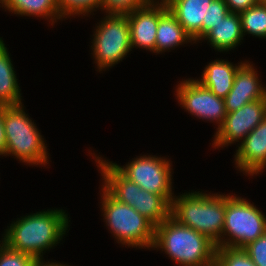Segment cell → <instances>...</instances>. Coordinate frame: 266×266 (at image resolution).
Returning a JSON list of instances; mask_svg holds the SVG:
<instances>
[{
    "label": "cell",
    "instance_id": "ffe728a7",
    "mask_svg": "<svg viewBox=\"0 0 266 266\" xmlns=\"http://www.w3.org/2000/svg\"><path fill=\"white\" fill-rule=\"evenodd\" d=\"M0 3L2 7L4 6L5 9L15 14L49 17L52 24L54 19L57 21V19L62 18L58 0H0Z\"/></svg>",
    "mask_w": 266,
    "mask_h": 266
},
{
    "label": "cell",
    "instance_id": "d6986e66",
    "mask_svg": "<svg viewBox=\"0 0 266 266\" xmlns=\"http://www.w3.org/2000/svg\"><path fill=\"white\" fill-rule=\"evenodd\" d=\"M3 40L0 38V105H20L21 94L16 74Z\"/></svg>",
    "mask_w": 266,
    "mask_h": 266
},
{
    "label": "cell",
    "instance_id": "d4e9b609",
    "mask_svg": "<svg viewBox=\"0 0 266 266\" xmlns=\"http://www.w3.org/2000/svg\"><path fill=\"white\" fill-rule=\"evenodd\" d=\"M1 245L0 266H32L36 261L33 256L12 250L3 242Z\"/></svg>",
    "mask_w": 266,
    "mask_h": 266
},
{
    "label": "cell",
    "instance_id": "44dd1931",
    "mask_svg": "<svg viewBox=\"0 0 266 266\" xmlns=\"http://www.w3.org/2000/svg\"><path fill=\"white\" fill-rule=\"evenodd\" d=\"M242 32L266 38V4L258 3L239 13Z\"/></svg>",
    "mask_w": 266,
    "mask_h": 266
},
{
    "label": "cell",
    "instance_id": "4316f807",
    "mask_svg": "<svg viewBox=\"0 0 266 266\" xmlns=\"http://www.w3.org/2000/svg\"><path fill=\"white\" fill-rule=\"evenodd\" d=\"M242 249L256 266H266V233Z\"/></svg>",
    "mask_w": 266,
    "mask_h": 266
},
{
    "label": "cell",
    "instance_id": "7a4b0ae2",
    "mask_svg": "<svg viewBox=\"0 0 266 266\" xmlns=\"http://www.w3.org/2000/svg\"><path fill=\"white\" fill-rule=\"evenodd\" d=\"M154 248L164 249L182 266H215L216 244L206 235L169 216L155 226Z\"/></svg>",
    "mask_w": 266,
    "mask_h": 266
},
{
    "label": "cell",
    "instance_id": "4fadbf2b",
    "mask_svg": "<svg viewBox=\"0 0 266 266\" xmlns=\"http://www.w3.org/2000/svg\"><path fill=\"white\" fill-rule=\"evenodd\" d=\"M157 2L154 4L151 1L128 14L131 48L137 46L155 52L159 24V1Z\"/></svg>",
    "mask_w": 266,
    "mask_h": 266
},
{
    "label": "cell",
    "instance_id": "83f0119b",
    "mask_svg": "<svg viewBox=\"0 0 266 266\" xmlns=\"http://www.w3.org/2000/svg\"><path fill=\"white\" fill-rule=\"evenodd\" d=\"M230 12L240 13L259 3L258 0H225Z\"/></svg>",
    "mask_w": 266,
    "mask_h": 266
},
{
    "label": "cell",
    "instance_id": "7402d4cb",
    "mask_svg": "<svg viewBox=\"0 0 266 266\" xmlns=\"http://www.w3.org/2000/svg\"><path fill=\"white\" fill-rule=\"evenodd\" d=\"M215 266H256L243 249L216 247Z\"/></svg>",
    "mask_w": 266,
    "mask_h": 266
},
{
    "label": "cell",
    "instance_id": "5bb4252c",
    "mask_svg": "<svg viewBox=\"0 0 266 266\" xmlns=\"http://www.w3.org/2000/svg\"><path fill=\"white\" fill-rule=\"evenodd\" d=\"M238 169L249 175L257 174L266 166V117L242 140L236 150Z\"/></svg>",
    "mask_w": 266,
    "mask_h": 266
},
{
    "label": "cell",
    "instance_id": "484cf974",
    "mask_svg": "<svg viewBox=\"0 0 266 266\" xmlns=\"http://www.w3.org/2000/svg\"><path fill=\"white\" fill-rule=\"evenodd\" d=\"M230 13L225 0H213L206 13V22H202V37Z\"/></svg>",
    "mask_w": 266,
    "mask_h": 266
},
{
    "label": "cell",
    "instance_id": "cb8c5ba5",
    "mask_svg": "<svg viewBox=\"0 0 266 266\" xmlns=\"http://www.w3.org/2000/svg\"><path fill=\"white\" fill-rule=\"evenodd\" d=\"M153 0H101L100 8L108 14L128 15Z\"/></svg>",
    "mask_w": 266,
    "mask_h": 266
},
{
    "label": "cell",
    "instance_id": "f1b7e54d",
    "mask_svg": "<svg viewBox=\"0 0 266 266\" xmlns=\"http://www.w3.org/2000/svg\"><path fill=\"white\" fill-rule=\"evenodd\" d=\"M6 134L4 130L3 105H0V155H5Z\"/></svg>",
    "mask_w": 266,
    "mask_h": 266
},
{
    "label": "cell",
    "instance_id": "277c9868",
    "mask_svg": "<svg viewBox=\"0 0 266 266\" xmlns=\"http://www.w3.org/2000/svg\"><path fill=\"white\" fill-rule=\"evenodd\" d=\"M96 159L105 180L103 187L116 200L133 207L154 226L170 216L171 203L163 195L141 189L136 183L125 178L112 162L101 160L98 156Z\"/></svg>",
    "mask_w": 266,
    "mask_h": 266
},
{
    "label": "cell",
    "instance_id": "4dcf8cb0",
    "mask_svg": "<svg viewBox=\"0 0 266 266\" xmlns=\"http://www.w3.org/2000/svg\"><path fill=\"white\" fill-rule=\"evenodd\" d=\"M261 4H266V0H258Z\"/></svg>",
    "mask_w": 266,
    "mask_h": 266
},
{
    "label": "cell",
    "instance_id": "52a82bcc",
    "mask_svg": "<svg viewBox=\"0 0 266 266\" xmlns=\"http://www.w3.org/2000/svg\"><path fill=\"white\" fill-rule=\"evenodd\" d=\"M265 233L266 217L256 206L241 197L225 195L222 247L242 249ZM224 235L229 236L227 241Z\"/></svg>",
    "mask_w": 266,
    "mask_h": 266
},
{
    "label": "cell",
    "instance_id": "7c38bea8",
    "mask_svg": "<svg viewBox=\"0 0 266 266\" xmlns=\"http://www.w3.org/2000/svg\"><path fill=\"white\" fill-rule=\"evenodd\" d=\"M252 66L249 62H244L238 68L232 88L224 98L227 113L255 100L266 99V89L261 87L257 72Z\"/></svg>",
    "mask_w": 266,
    "mask_h": 266
},
{
    "label": "cell",
    "instance_id": "6da1fadb",
    "mask_svg": "<svg viewBox=\"0 0 266 266\" xmlns=\"http://www.w3.org/2000/svg\"><path fill=\"white\" fill-rule=\"evenodd\" d=\"M68 228V216L62 210H47L20 218L11 224L2 240L9 248L29 254L36 260L61 240Z\"/></svg>",
    "mask_w": 266,
    "mask_h": 266
},
{
    "label": "cell",
    "instance_id": "9c48e42d",
    "mask_svg": "<svg viewBox=\"0 0 266 266\" xmlns=\"http://www.w3.org/2000/svg\"><path fill=\"white\" fill-rule=\"evenodd\" d=\"M112 164L125 178L136 183L141 189L163 195L170 203L174 199L170 161L145 155L128 163L126 167Z\"/></svg>",
    "mask_w": 266,
    "mask_h": 266
},
{
    "label": "cell",
    "instance_id": "8992f818",
    "mask_svg": "<svg viewBox=\"0 0 266 266\" xmlns=\"http://www.w3.org/2000/svg\"><path fill=\"white\" fill-rule=\"evenodd\" d=\"M102 192L104 218L115 238L124 245L152 248L155 226L133 207L116 200L104 187Z\"/></svg>",
    "mask_w": 266,
    "mask_h": 266
},
{
    "label": "cell",
    "instance_id": "30bf717a",
    "mask_svg": "<svg viewBox=\"0 0 266 266\" xmlns=\"http://www.w3.org/2000/svg\"><path fill=\"white\" fill-rule=\"evenodd\" d=\"M176 95L180 105L192 115L208 121H217L218 128L226 117L224 98L217 97L197 80H185L178 85Z\"/></svg>",
    "mask_w": 266,
    "mask_h": 266
},
{
    "label": "cell",
    "instance_id": "f546056e",
    "mask_svg": "<svg viewBox=\"0 0 266 266\" xmlns=\"http://www.w3.org/2000/svg\"><path fill=\"white\" fill-rule=\"evenodd\" d=\"M32 266H68V265H62V264H59V263H54V262H51V263H44L41 259L39 260H36Z\"/></svg>",
    "mask_w": 266,
    "mask_h": 266
},
{
    "label": "cell",
    "instance_id": "ac0fdd59",
    "mask_svg": "<svg viewBox=\"0 0 266 266\" xmlns=\"http://www.w3.org/2000/svg\"><path fill=\"white\" fill-rule=\"evenodd\" d=\"M202 38L208 39L212 47L220 52L235 48L243 39L239 13H228Z\"/></svg>",
    "mask_w": 266,
    "mask_h": 266
},
{
    "label": "cell",
    "instance_id": "2e32d148",
    "mask_svg": "<svg viewBox=\"0 0 266 266\" xmlns=\"http://www.w3.org/2000/svg\"><path fill=\"white\" fill-rule=\"evenodd\" d=\"M193 41L192 37L183 29L175 16L167 8L166 2L159 3V24L156 31L155 52L181 45L183 42Z\"/></svg>",
    "mask_w": 266,
    "mask_h": 266
},
{
    "label": "cell",
    "instance_id": "9a60e30c",
    "mask_svg": "<svg viewBox=\"0 0 266 266\" xmlns=\"http://www.w3.org/2000/svg\"><path fill=\"white\" fill-rule=\"evenodd\" d=\"M213 0H168L167 8L175 16L193 41L202 39V22Z\"/></svg>",
    "mask_w": 266,
    "mask_h": 266
},
{
    "label": "cell",
    "instance_id": "8fae6325",
    "mask_svg": "<svg viewBox=\"0 0 266 266\" xmlns=\"http://www.w3.org/2000/svg\"><path fill=\"white\" fill-rule=\"evenodd\" d=\"M266 117V99L255 100L227 113L217 128L214 146L221 147L243 140Z\"/></svg>",
    "mask_w": 266,
    "mask_h": 266
},
{
    "label": "cell",
    "instance_id": "ba28073f",
    "mask_svg": "<svg viewBox=\"0 0 266 266\" xmlns=\"http://www.w3.org/2000/svg\"><path fill=\"white\" fill-rule=\"evenodd\" d=\"M97 26L93 54L99 71L122 60L132 49L128 15L109 14Z\"/></svg>",
    "mask_w": 266,
    "mask_h": 266
},
{
    "label": "cell",
    "instance_id": "5b68a950",
    "mask_svg": "<svg viewBox=\"0 0 266 266\" xmlns=\"http://www.w3.org/2000/svg\"><path fill=\"white\" fill-rule=\"evenodd\" d=\"M3 120L6 134L5 155L12 154L29 164H46L48 153L43 138L22 105H3Z\"/></svg>",
    "mask_w": 266,
    "mask_h": 266
},
{
    "label": "cell",
    "instance_id": "3957f363",
    "mask_svg": "<svg viewBox=\"0 0 266 266\" xmlns=\"http://www.w3.org/2000/svg\"><path fill=\"white\" fill-rule=\"evenodd\" d=\"M170 216L179 224L206 235L216 247H222L225 195L186 193L172 200Z\"/></svg>",
    "mask_w": 266,
    "mask_h": 266
},
{
    "label": "cell",
    "instance_id": "603a6c76",
    "mask_svg": "<svg viewBox=\"0 0 266 266\" xmlns=\"http://www.w3.org/2000/svg\"><path fill=\"white\" fill-rule=\"evenodd\" d=\"M101 0H58L61 16L91 13L93 9L100 7Z\"/></svg>",
    "mask_w": 266,
    "mask_h": 266
},
{
    "label": "cell",
    "instance_id": "e0dca14e",
    "mask_svg": "<svg viewBox=\"0 0 266 266\" xmlns=\"http://www.w3.org/2000/svg\"><path fill=\"white\" fill-rule=\"evenodd\" d=\"M233 66L224 60H214L203 70L202 79L197 80L202 86L208 88L217 97L225 98L234 83L235 74L242 65Z\"/></svg>",
    "mask_w": 266,
    "mask_h": 266
}]
</instances>
